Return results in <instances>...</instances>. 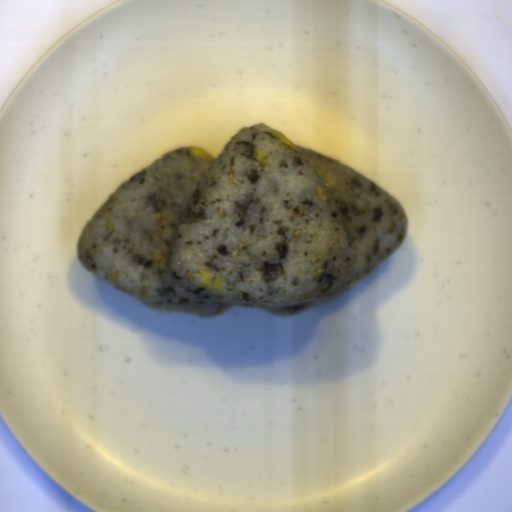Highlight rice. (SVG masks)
<instances>
[{
    "label": "rice",
    "mask_w": 512,
    "mask_h": 512,
    "mask_svg": "<svg viewBox=\"0 0 512 512\" xmlns=\"http://www.w3.org/2000/svg\"><path fill=\"white\" fill-rule=\"evenodd\" d=\"M271 130L242 127L214 161L187 146L156 158L84 224L80 263L152 311L204 318L234 305L285 318L345 294L405 243L408 214L350 164Z\"/></svg>",
    "instance_id": "obj_1"
}]
</instances>
